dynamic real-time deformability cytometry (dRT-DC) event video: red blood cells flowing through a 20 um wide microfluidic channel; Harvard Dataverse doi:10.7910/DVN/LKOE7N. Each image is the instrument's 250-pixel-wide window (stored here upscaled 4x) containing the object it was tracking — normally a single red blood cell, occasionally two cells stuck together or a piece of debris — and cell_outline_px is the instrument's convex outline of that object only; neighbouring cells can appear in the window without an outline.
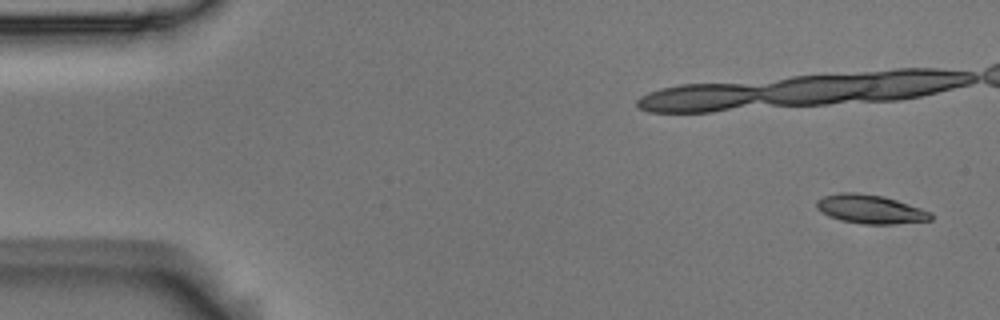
{"species": "Egyptian fruit bat (a non-hibernating species)", "species_latin": "Rousettus aegyptiacus", "temperature_condition": "room temperature", "stored_images_in_passage": 6, "camera_frame_rate_fps": 3000, "um_per_image_px": 0.085, "animal": {"sex": "male"}, "frame": {"image": 1, "passage_image": 1, "time_ms": 0.0, "image_size_px": [1000, 320], "cell_outline_px": [[932, 220], [892, 224], [864, 224], [840, 220], [828, 216], [816, 208], [816, 200], [824, 196], [840, 192], [856, 192], [884, 196], [932, 212]], "centroid_in_image_um": [73.96, 17.77], "position_along_channel_um": 11.0, "area_um2": 19.19}}
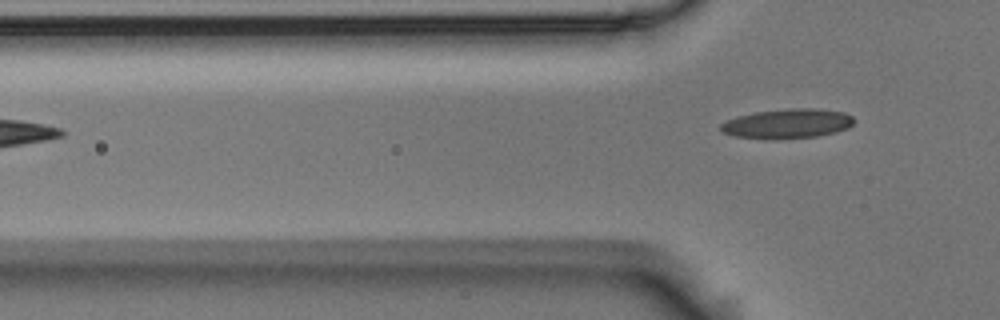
{"frame": {"image": 2, "passage_image": 6, "time_ms": 1.667, "image_size_px": [1000, 320], "cell_outline_px": [[856, 120], [848, 128], [836, 132], [816, 136], [776, 140], [764, 140], [736, 136], [724, 132], [720, 128], [720, 124], [736, 116], [756, 112], [796, 108], [812, 108], [844, 112], [852, 116]], "centroid_in_image_um": [66.94, 10.52], "position_along_channel_um": 58.9, "area_um2": 23.06}}